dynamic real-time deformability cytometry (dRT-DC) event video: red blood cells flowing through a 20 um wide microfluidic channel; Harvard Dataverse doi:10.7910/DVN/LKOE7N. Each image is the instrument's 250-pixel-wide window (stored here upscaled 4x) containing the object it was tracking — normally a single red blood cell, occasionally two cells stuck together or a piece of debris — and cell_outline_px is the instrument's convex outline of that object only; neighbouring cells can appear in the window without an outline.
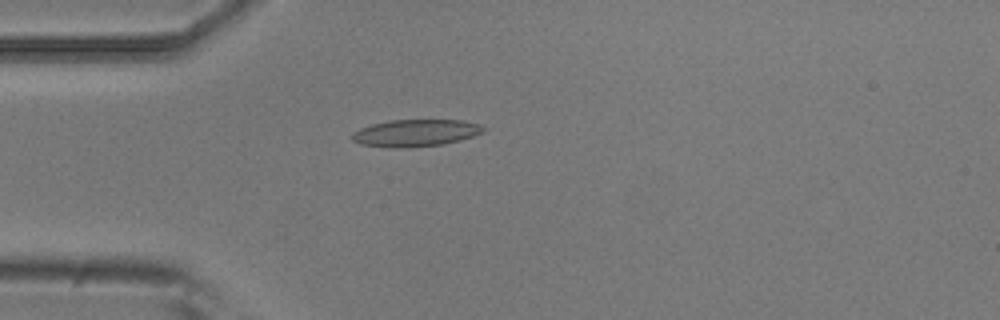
{"species": "common noctule bat (a hibernating species)", "species_latin": "Nyctalus noctula", "temperature_condition": "room temperature", "stored_images_in_passage": 3, "camera_frame_rate_fps": 3000, "um_per_image_px": 0.085, "animal": {"sex": "male", "body_mass_g": 20.5, "forearm_length_mm": 52.5}, "frame": {"image": 1, "passage_image": 1, "time_ms": 0.0, "image_size_px": [1000, 320], "cell_outline_px": [[488, 128], [484, 132], [460, 140], [444, 144], [408, 148], [388, 148], [360, 144], [352, 140], [352, 132], [360, 128], [372, 124], [388, 120], [464, 120], [480, 124]], "centroid_in_image_um": [35.33, 11.3], "position_along_channel_um": 49.7, "area_um2": 21.04}}